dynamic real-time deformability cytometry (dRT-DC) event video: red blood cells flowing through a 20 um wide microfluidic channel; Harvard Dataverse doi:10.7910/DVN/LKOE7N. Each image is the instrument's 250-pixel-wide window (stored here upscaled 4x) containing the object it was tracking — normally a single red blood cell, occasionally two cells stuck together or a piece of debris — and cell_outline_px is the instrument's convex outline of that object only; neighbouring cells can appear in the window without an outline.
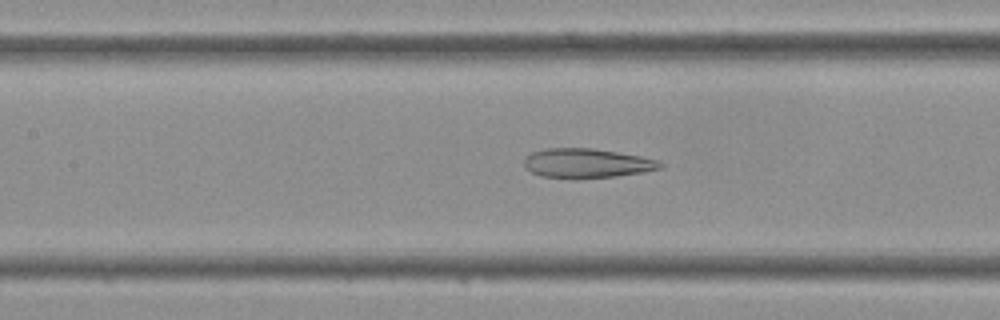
{"species": "Egyptian fruit bat (a non-hibernating species)", "species_latin": "Rousettus aegyptiacus", "temperature_condition": "cold", "stored_images_in_passage": 39, "camera_frame_rate_fps": 3000, "um_per_image_px": 0.085, "frame": {"image": 1, "passage_image": 17, "time_ms": 5.333, "image_size_px": [1000, 320], "cell_outline_px": [[664, 168], [644, 172], [616, 176], [576, 180], [568, 180], [540, 176], [532, 172], [524, 164], [524, 156], [532, 152], [544, 148], [592, 148], [640, 156], [656, 160], [664, 164]], "centroid_in_image_um": [49.85, 13.9], "position_along_channel_um": 157.5, "area_um2": 23.81}}
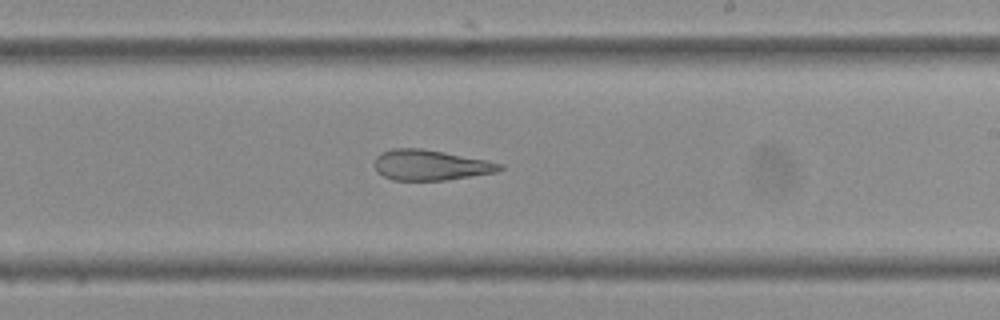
{"frame": {"image": 2, "passage_image": 23, "time_ms": 7.333, "image_size_px": [1000, 320], "cell_outline_px": [[504, 168], [496, 172], [444, 180], [392, 180], [376, 172], [376, 156], [380, 152], [392, 148], [420, 148], [444, 152], [488, 160], [504, 164]], "centroid_in_image_um": [36.59, 14.02], "position_along_channel_um": 252.4, "area_um2": 22.2}}
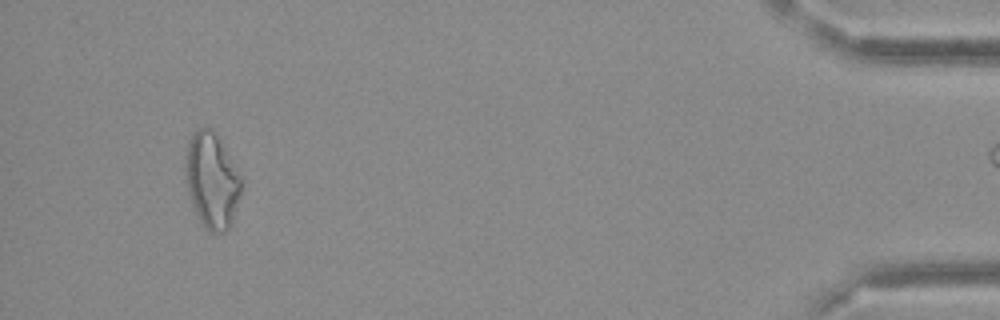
{"frame": {"image": 3, "passage_image": 38, "time_ms": 12.333, "image_size_px": [1000, 320], "cell_outline_px": [[244, 176], [240, 196], [228, 232], [208, 232], [200, 220], [192, 204], [188, 188], [188, 144], [196, 128], [212, 128]], "centroid_in_image_um": [18.1, 15.36], "position_along_channel_um": 417.1, "area_um2": 30.63}}